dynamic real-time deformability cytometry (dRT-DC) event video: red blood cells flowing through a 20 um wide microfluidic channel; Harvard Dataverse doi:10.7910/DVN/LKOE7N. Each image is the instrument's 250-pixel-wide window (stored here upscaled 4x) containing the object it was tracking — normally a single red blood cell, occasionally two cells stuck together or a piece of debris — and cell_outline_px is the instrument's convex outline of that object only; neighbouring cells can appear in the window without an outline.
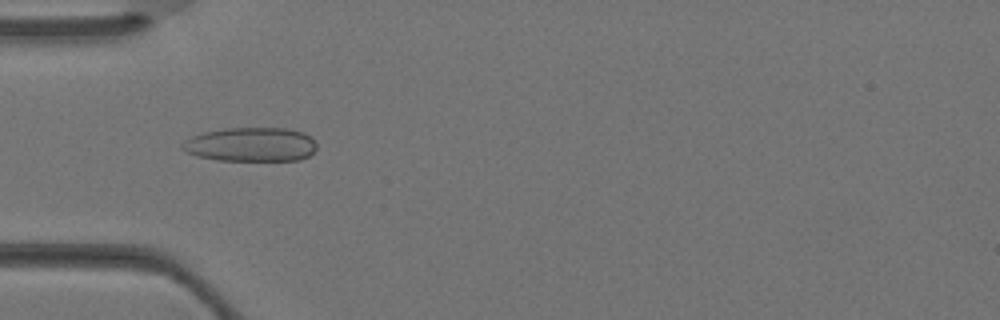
{"species": "Egyptian fruit bat (a non-hibernating species)", "species_latin": "Rousettus aegyptiacus", "temperature_condition": "warm", "stored_images_in_passage": 4, "camera_frame_rate_fps": 3000, "um_per_image_px": 0.085, "animal": {"sex": "female"}, "frame": {"image": 1, "passage_image": 4, "time_ms": 1.0, "image_size_px": [1000, 320], "cell_outline_px": [[316, 148], [308, 156], [300, 160], [216, 160], [196, 156], [180, 148], [180, 144], [184, 140], [192, 136], [204, 132], [224, 128], [284, 128], [304, 132], [312, 136], [316, 144]], "centroid_in_image_um": [21.31, 12.27], "position_along_channel_um": 63.7, "area_um2": 26.88}}